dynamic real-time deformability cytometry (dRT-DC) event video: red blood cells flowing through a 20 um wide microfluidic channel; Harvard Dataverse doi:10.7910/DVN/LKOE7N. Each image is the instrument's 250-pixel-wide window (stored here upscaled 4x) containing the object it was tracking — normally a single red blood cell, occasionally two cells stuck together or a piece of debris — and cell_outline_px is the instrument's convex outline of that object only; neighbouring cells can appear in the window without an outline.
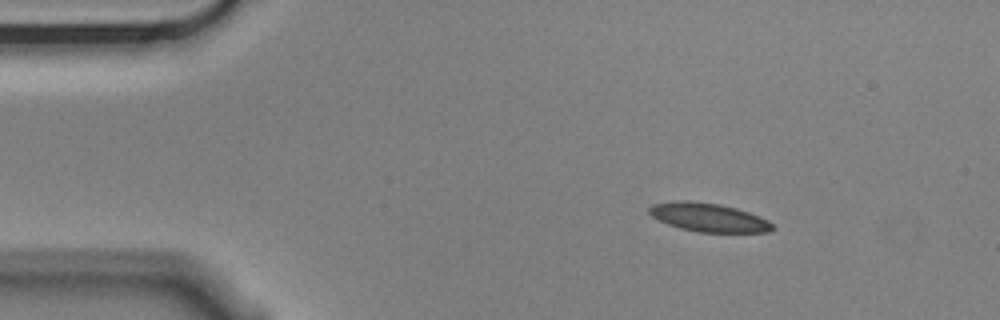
{"species": "Egyptian fruit bat (a non-hibernating species)", "species_latin": "Rousettus aegyptiacus", "temperature_condition": "cold", "stored_images_in_passage": 3, "camera_frame_rate_fps": 3000, "um_per_image_px": 0.085, "animal": {"sex": "male"}, "frame": {"image": 1, "passage_image": 1, "time_ms": 0.0, "image_size_px": [1000, 320], "cell_outline_px": [[776, 228], [768, 232], [696, 232], [680, 228], [668, 224], [652, 216], [648, 212], [648, 208], [652, 204], [676, 200], [688, 200], [720, 204], [736, 208], [748, 212], [768, 220]], "centroid_in_image_um": [60.21, 18.47], "position_along_channel_um": 24.8, "area_um2": 20.58}}